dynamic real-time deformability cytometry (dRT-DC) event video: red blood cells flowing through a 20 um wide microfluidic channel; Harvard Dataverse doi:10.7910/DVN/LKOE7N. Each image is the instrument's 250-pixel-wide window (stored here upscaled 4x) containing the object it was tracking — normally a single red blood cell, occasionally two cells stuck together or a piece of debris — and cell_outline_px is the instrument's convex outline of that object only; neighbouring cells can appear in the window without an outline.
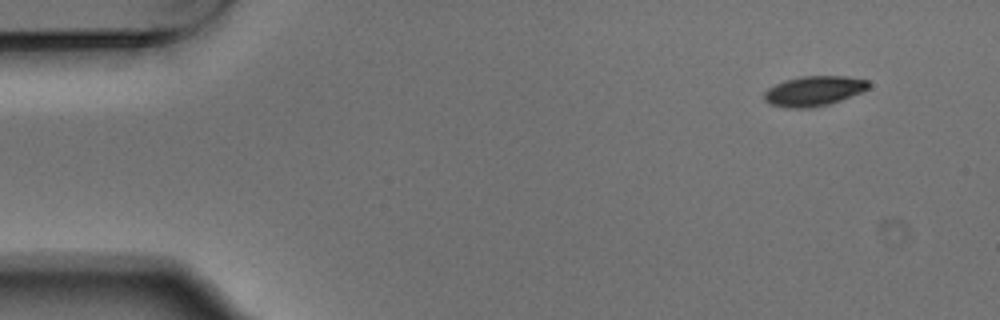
{"species": "Egyptian fruit bat (a non-hibernating species)", "species_latin": "Rousettus aegyptiacus", "temperature_condition": "warm", "stored_images_in_passage": 3, "camera_frame_rate_fps": 3000, "um_per_image_px": 0.085, "animal": {"sex": "male"}, "frame": {"image": 1, "passage_image": 1, "time_ms": 0.0, "image_size_px": [1000, 320], "cell_outline_px": [[868, 88], [860, 92], [840, 100], [828, 104], [812, 108], [784, 108], [768, 104], [764, 100], [764, 92], [768, 88], [784, 80], [800, 76], [844, 76], [868, 80]], "centroid_in_image_um": [69.11, 7.74], "position_along_channel_um": 15.9, "area_um2": 18.21}}
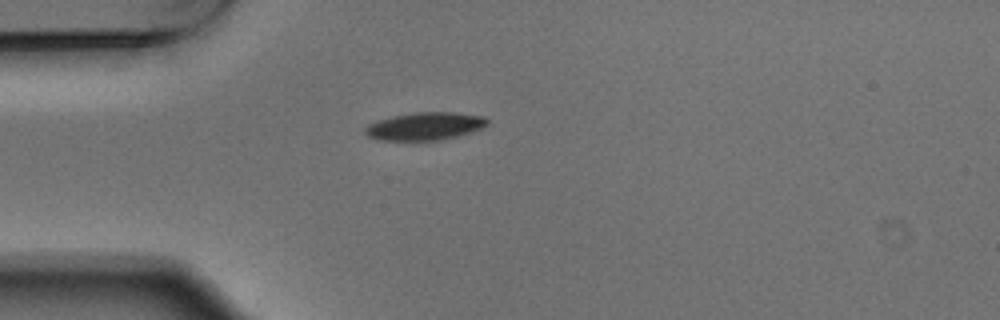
{"frame": {"image": 2, "passage_image": 3, "time_ms": 0.667, "image_size_px": [1000, 320], "cell_outline_px": [[488, 124], [472, 132], [440, 140], [380, 140], [368, 136], [364, 132], [364, 128], [368, 124], [392, 116], [416, 112], [452, 112], [484, 116], [488, 120]], "centroid_in_image_um": [36.12, 10.72], "position_along_channel_um": 48.9, "area_um2": 19.65}}